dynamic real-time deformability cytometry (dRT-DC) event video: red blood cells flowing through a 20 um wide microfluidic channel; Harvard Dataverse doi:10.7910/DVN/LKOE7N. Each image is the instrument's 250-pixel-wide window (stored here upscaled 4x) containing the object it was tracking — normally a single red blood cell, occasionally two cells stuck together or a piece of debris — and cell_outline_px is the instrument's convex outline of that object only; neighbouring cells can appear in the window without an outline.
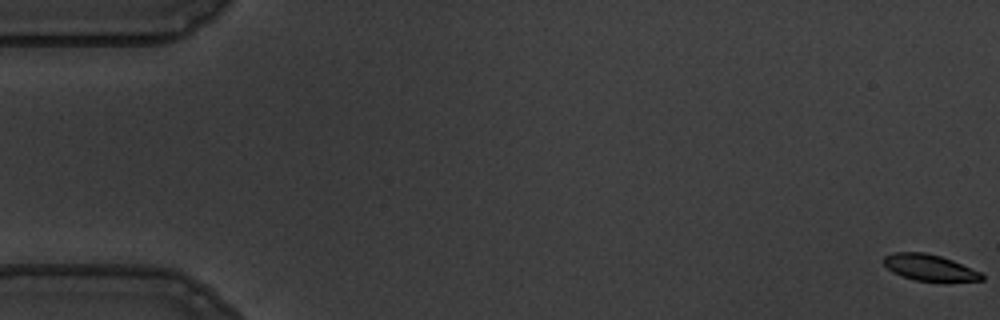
{"species": "common noctule bat (a hibernating species)", "species_latin": "Nyctalus noctula", "temperature_condition": "warm", "stored_images_in_passage": 59, "camera_frame_rate_fps": 3000, "um_per_image_px": 0.085, "animal": {"sex": "male", "body_mass_g": 19.5, "forearm_length_mm": 54.6}, "frame": {"image": 1, "passage_image": 1, "time_ms": 0.0, "image_size_px": [1000, 320], "cell_outline_px": [[984, 280], [916, 280], [892, 272], [880, 260], [884, 256], [892, 252], [924, 252], [940, 256], [952, 260], [980, 272], [984, 276]], "centroid_in_image_um": [78.94, 22.71], "position_along_channel_um": 6.1, "area_um2": 14.62}}
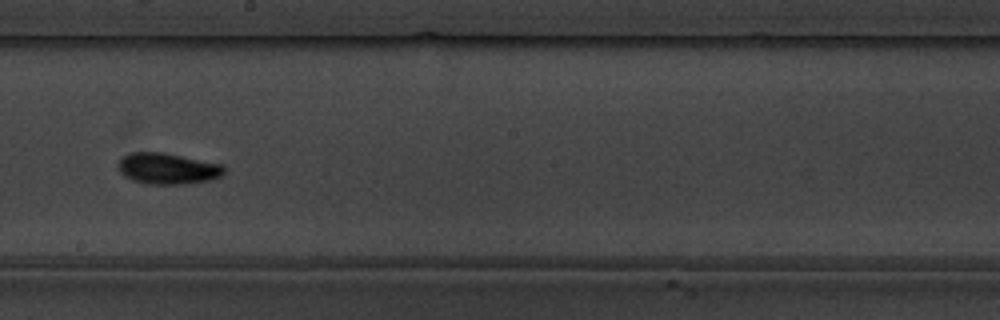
{"frame": {"image": 2, "passage_image": 33, "time_ms": 10.667, "image_size_px": [1000, 320], "cell_outline_px": [[224, 172], [220, 176], [208, 180], [184, 184], [148, 184], [132, 180], [124, 176], [120, 172], [116, 164], [124, 156], [132, 152], [160, 152], [224, 164]], "centroid_in_image_um": [14.23, 14.33], "position_along_channel_um": 234.0, "area_um2": 19.13}}
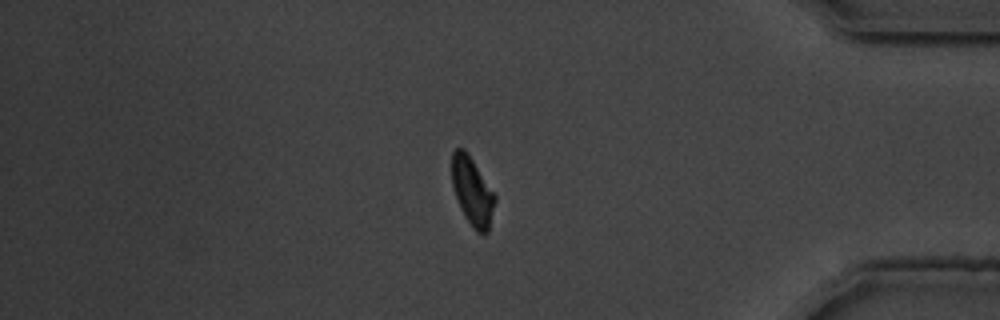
{"frame": {"image": 3, "passage_image": 49, "time_ms": 16.0, "image_size_px": [1000, 320], "cell_outline_px": [[496, 200], [488, 232], [484, 236], [476, 232], [472, 228], [464, 216], [460, 208], [452, 184], [452, 152], [456, 148], [464, 148], [468, 152], [496, 196]], "centroid_in_image_um": [40.15, 16.29], "position_along_channel_um": 395.0, "area_um2": 17.28}, "authors_computed_cell_mechanics": {"area_um2": 17.1666, "velocity_mm_per_s": 3.5807, "shape_relaxation_time_tau1_ms": 2.1453, "shape_relaxation_time_tau2_ms": 4.1687, "deformation_change_tau1": 0.1072, "deformation_change_tau2": 0.0923}}